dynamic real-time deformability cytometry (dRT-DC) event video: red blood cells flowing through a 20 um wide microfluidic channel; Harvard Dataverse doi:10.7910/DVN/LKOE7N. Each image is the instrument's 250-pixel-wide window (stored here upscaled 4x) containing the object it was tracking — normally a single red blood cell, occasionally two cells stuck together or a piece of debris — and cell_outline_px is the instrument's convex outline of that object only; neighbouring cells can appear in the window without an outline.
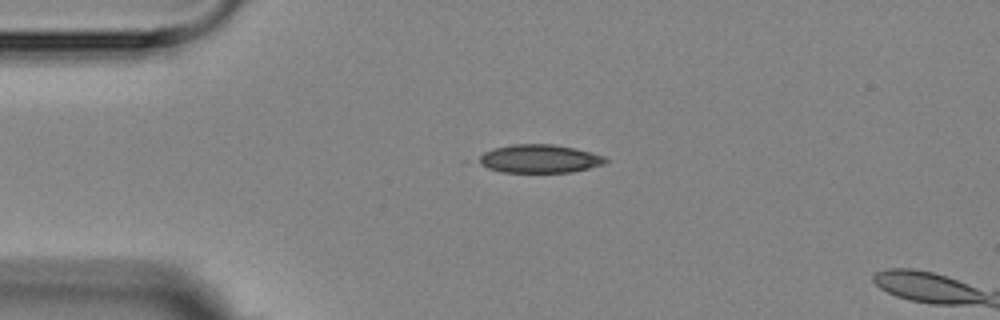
{"species": "Egyptian fruit bat (a non-hibernating species)", "species_latin": "Rousettus aegyptiacus", "temperature_condition": "room temperature", "stored_images_in_passage": 3, "camera_frame_rate_fps": 3000, "um_per_image_px": 0.085, "animal": {"sex": "female"}, "frame": {"image": 1, "passage_image": 1, "time_ms": 0.0, "image_size_px": [1000, 320], "cell_outline_px": [[608, 160], [604, 164], [572, 172], [500, 172], [488, 168], [480, 164], [480, 156], [484, 152], [492, 148], [512, 144], [552, 144], [576, 148], [592, 152], [604, 156]], "centroid_in_image_um": [45.87, 13.48], "position_along_channel_um": 39.1, "area_um2": 20.92}}